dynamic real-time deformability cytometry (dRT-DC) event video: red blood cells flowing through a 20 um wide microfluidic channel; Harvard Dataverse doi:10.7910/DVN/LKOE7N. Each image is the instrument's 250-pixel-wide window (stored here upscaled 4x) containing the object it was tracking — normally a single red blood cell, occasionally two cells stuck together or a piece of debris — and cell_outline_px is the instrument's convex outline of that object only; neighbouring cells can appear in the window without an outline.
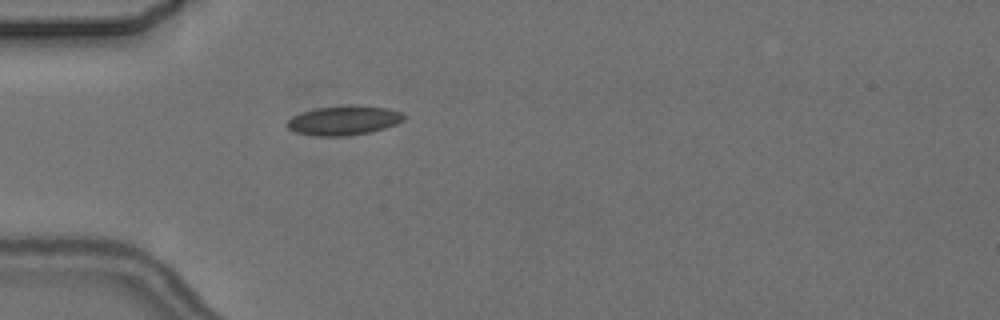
{"species": "common noctule bat (a hibernating species)", "species_latin": "Nyctalus noctula", "temperature_condition": "cold", "stored_images_in_passage": 1, "camera_frame_rate_fps": 3000, "um_per_image_px": 0.085, "animal": {"sex": "female", "body_mass_g": 24.6, "forearm_length_mm": 56.2}, "frame": {"image": 1, "passage_image": 1, "time_ms": 0.0, "image_size_px": [1000, 320], "cell_outline_px": [[408, 116], [404, 120], [396, 124], [372, 132], [344, 136], [316, 136], [296, 132], [288, 128], [288, 120], [292, 116], [300, 112], [316, 108], [388, 108], [400, 112]], "centroid_in_image_um": [29.22, 10.29], "position_along_channel_um": 55.8, "area_um2": 19.13}}